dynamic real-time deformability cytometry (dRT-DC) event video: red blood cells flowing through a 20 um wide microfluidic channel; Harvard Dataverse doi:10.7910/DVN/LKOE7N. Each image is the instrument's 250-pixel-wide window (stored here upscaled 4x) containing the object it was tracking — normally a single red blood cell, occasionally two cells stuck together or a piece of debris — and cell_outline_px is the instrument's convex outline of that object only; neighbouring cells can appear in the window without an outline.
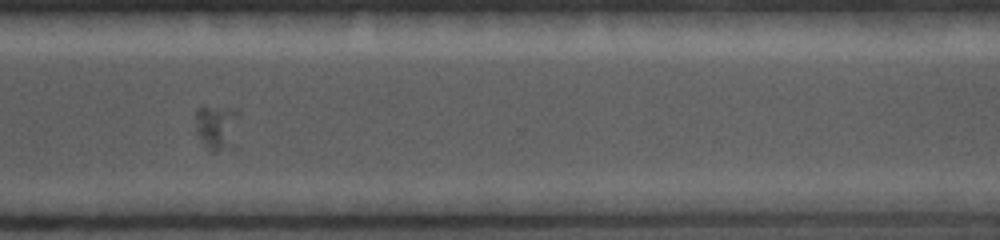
{"species": "common noctule bat (a hibernating species)", "species_latin": "Nyctalus noctula", "temperature_condition": "cold", "stored_images_in_passage": 37, "segment_of_instrument_passage": [1, 2], "camera_frame_rate_fps": 5000, "um_per_image_px": 0.085, "animal": {"sex": "female", "body_mass_g": 19.0, "forearm_length_mm": 56.7}, "frame": {"image": 1, "passage_image": 27, "time_ms": 9.8, "image_size_px": [1000, 240], "cell_outline_px": [[240, 112], [236, 148], [216, 152], [208, 152], [196, 132], [196, 108], [236, 108]], "centroid_in_image_um": [18.52, 10.89], "position_along_channel_um": 352.1, "area_um2": 12.14}}
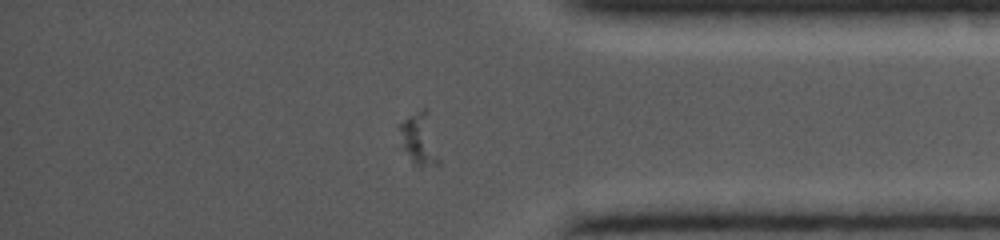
{"frame": {"image": 2, "passage_image": 30, "time_ms": 11.0, "image_size_px": [1000, 240], "cell_outline_px": [[440, 164], [412, 164], [400, 148], [400, 124], [404, 120], [424, 108], [428, 108], [440, 160]], "centroid_in_image_um": [35.63, 11.83], "position_along_channel_um": 399.6, "area_um2": 11.96}}